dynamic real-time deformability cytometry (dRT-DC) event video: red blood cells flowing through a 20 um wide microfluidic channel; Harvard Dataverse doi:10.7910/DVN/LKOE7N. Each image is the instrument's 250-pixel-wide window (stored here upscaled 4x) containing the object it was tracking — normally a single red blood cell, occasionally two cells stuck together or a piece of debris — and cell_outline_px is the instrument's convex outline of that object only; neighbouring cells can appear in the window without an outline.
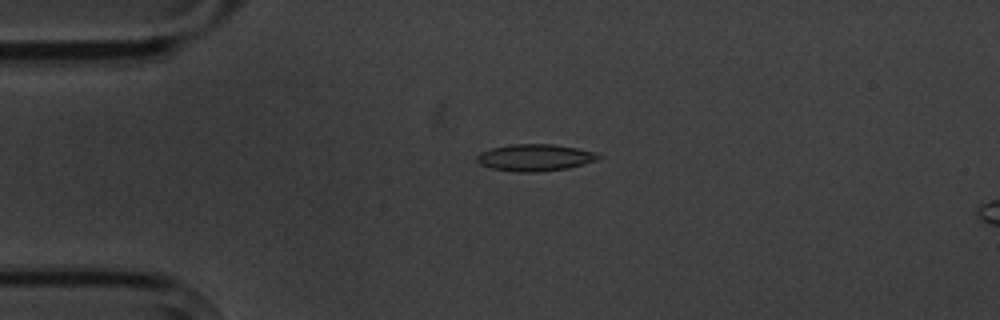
{"species": "common noctule bat (a hibernating species)", "species_latin": "Nyctalus noctula", "temperature_condition": "cold", "stored_images_in_passage": 4, "camera_frame_rate_fps": 3000, "um_per_image_px": 0.085, "animal": {"sex": "male", "body_mass_g": 20.1, "forearm_length_mm": 53.5}, "frame": {"image": 1, "passage_image": 2, "time_ms": 1.0, "image_size_px": [1000, 320], "cell_outline_px": [[604, 156], [596, 160], [584, 164], [568, 168], [536, 172], [516, 172], [492, 168], [480, 164], [476, 160], [476, 156], [480, 152], [492, 148], [512, 144], [552, 144], [576, 148], [596, 152]], "centroid_in_image_um": [45.49, 13.39], "position_along_channel_um": 39.5, "area_um2": 19.02}}
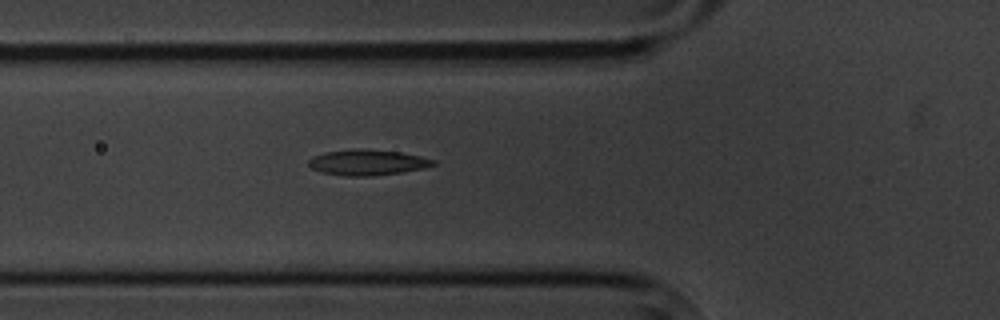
{"frame": {"image": 2, "passage_image": 4, "time_ms": 3.333, "image_size_px": [1000, 320], "cell_outline_px": [[436, 164], [424, 168], [400, 172], [372, 176], [344, 176], [320, 172], [312, 168], [308, 164], [308, 160], [312, 156], [324, 152], [400, 152], [420, 156], [436, 160]], "centroid_in_image_um": [31.24, 13.86], "position_along_channel_um": 94.6, "area_um2": 17.57}}